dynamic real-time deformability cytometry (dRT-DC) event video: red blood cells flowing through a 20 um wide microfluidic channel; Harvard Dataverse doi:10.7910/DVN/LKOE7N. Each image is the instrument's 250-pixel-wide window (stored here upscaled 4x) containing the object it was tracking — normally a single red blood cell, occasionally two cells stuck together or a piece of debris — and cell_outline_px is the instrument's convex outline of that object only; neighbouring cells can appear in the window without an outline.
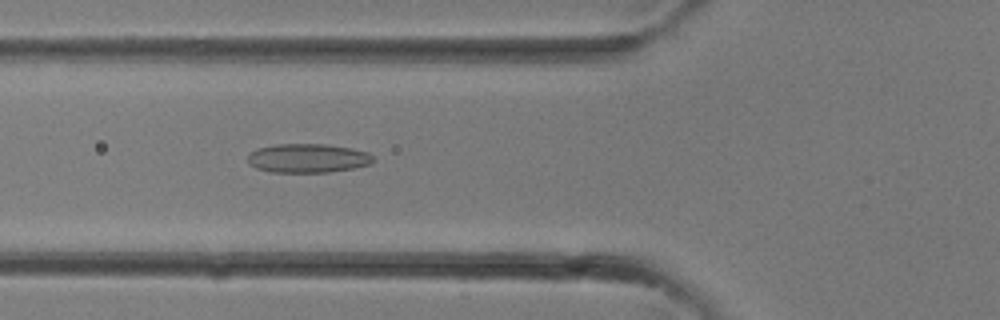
{"species": "common noctule bat (a hibernating species)", "species_latin": "Nyctalus noctula", "temperature_condition": "room temperature", "stored_images_in_passage": 11, "camera_frame_rate_fps": 3000, "um_per_image_px": 0.085, "animal": {"sex": "female"}, "frame": {"image": 1, "passage_image": 11, "time_ms": 3.333, "image_size_px": [1000, 320], "cell_outline_px": [[372, 160], [368, 164], [352, 168], [328, 172], [272, 172], [256, 168], [248, 164], [248, 156], [256, 148], [276, 144], [324, 144], [352, 148], [368, 152], [372, 156]], "centroid_in_image_um": [26.12, 13.44], "position_along_channel_um": 99.7, "area_um2": 21.04}}